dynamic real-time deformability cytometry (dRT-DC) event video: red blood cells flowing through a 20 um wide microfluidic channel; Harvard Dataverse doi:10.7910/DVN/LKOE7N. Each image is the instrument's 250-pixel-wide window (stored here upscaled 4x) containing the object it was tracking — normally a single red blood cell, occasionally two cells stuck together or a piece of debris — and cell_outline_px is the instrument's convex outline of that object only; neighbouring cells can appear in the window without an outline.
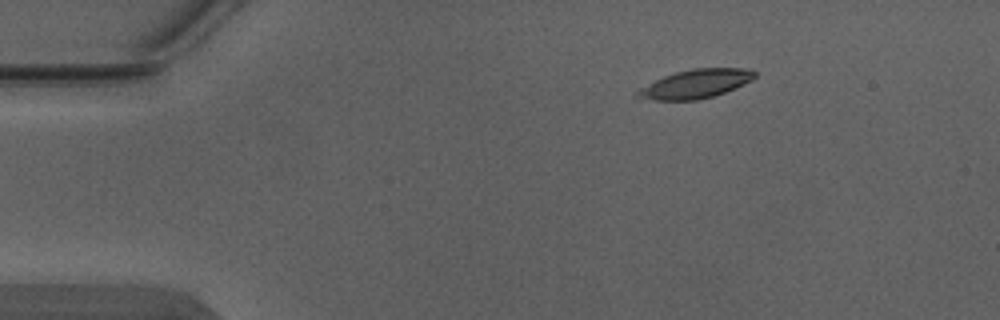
{"species": "Egyptian fruit bat (a non-hibernating species)", "species_latin": "Rousettus aegyptiacus", "temperature_condition": "warm", "stored_images_in_passage": 8, "camera_frame_rate_fps": 3000, "um_per_image_px": 0.085, "animal": {"sex": "male"}, "frame": {"image": 1, "passage_image": 2, "time_ms": 0.333, "image_size_px": [1000, 320], "cell_outline_px": [[756, 76], [752, 80], [724, 92], [712, 96], [696, 100], [656, 100], [636, 96], [636, 92], [640, 88], [664, 76], [676, 72], [692, 68], [752, 68], [756, 72]], "centroid_in_image_um": [59.17, 7.11], "position_along_channel_um": 25.8, "area_um2": 19.36}}
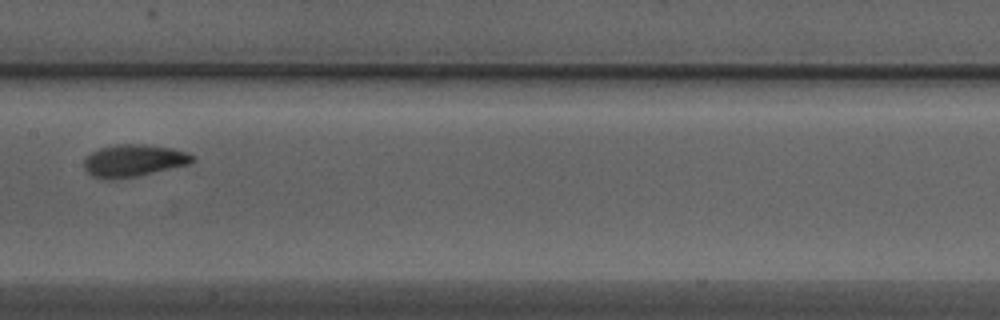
{"frame": {"image": 2, "passage_image": 7, "time_ms": 2.0, "image_size_px": [1000, 320], "cell_outline_px": [[196, 160], [188, 164], [136, 176], [108, 180], [100, 180], [92, 176], [84, 168], [84, 160], [92, 152], [100, 148], [116, 144], [144, 144], [172, 148], [196, 156]], "centroid_in_image_um": [11.34, 13.65], "position_along_channel_um": 196.1, "area_um2": 20.29}}
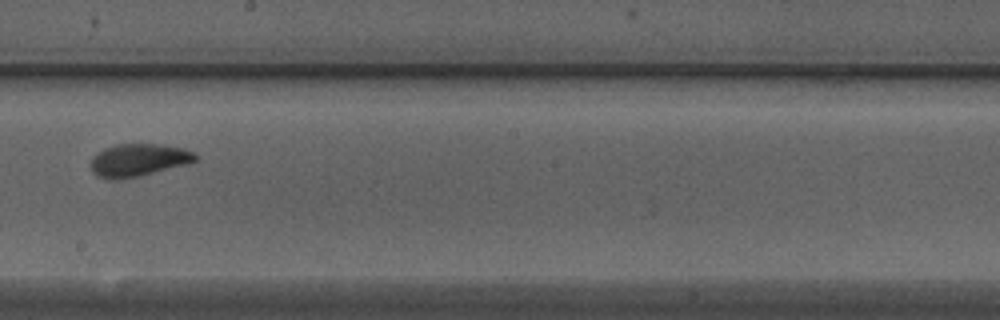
{"frame": {"image": 3, "passage_image": 8, "time_ms": 2.333, "image_size_px": [1000, 320], "cell_outline_px": [[200, 156], [196, 160], [184, 164], [140, 176], [120, 180], [112, 180], [96, 176], [92, 172], [88, 164], [92, 156], [96, 152], [104, 148], [116, 144], [160, 144], [184, 148]], "centroid_in_image_um": [11.68, 13.61], "position_along_channel_um": 236.5, "area_um2": 20.17}}